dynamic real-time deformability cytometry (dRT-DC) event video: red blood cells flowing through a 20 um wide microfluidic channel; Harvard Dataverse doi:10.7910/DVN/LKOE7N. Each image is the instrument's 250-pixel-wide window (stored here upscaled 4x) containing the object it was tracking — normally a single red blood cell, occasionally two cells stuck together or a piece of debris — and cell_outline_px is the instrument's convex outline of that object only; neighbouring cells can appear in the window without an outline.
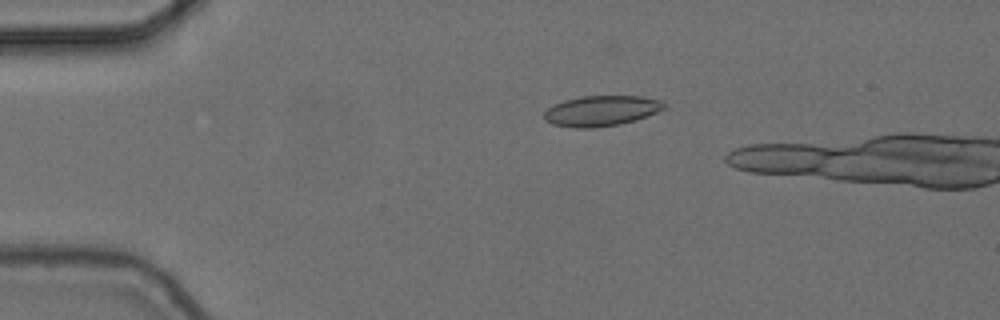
{"species": "common noctule bat (a hibernating species)", "species_latin": "Nyctalus noctula", "temperature_condition": "cold", "stored_images_in_passage": 6, "camera_frame_rate_fps": 3000, "um_per_image_px": 0.085, "animal": {"sex": "female", "body_mass_g": 24.6, "forearm_length_mm": 56.2}, "frame": {"image": 1, "passage_image": 6, "time_ms": 1.667, "image_size_px": [1000, 320], "cell_outline_px": [[664, 108], [648, 116], [636, 120], [620, 124], [596, 128], [576, 128], [552, 124], [544, 120], [544, 112], [548, 108], [564, 100], [580, 96], [640, 96], [660, 100], [664, 104]], "centroid_in_image_um": [51.09, 9.43], "position_along_channel_um": 33.9, "area_um2": 21.27}}